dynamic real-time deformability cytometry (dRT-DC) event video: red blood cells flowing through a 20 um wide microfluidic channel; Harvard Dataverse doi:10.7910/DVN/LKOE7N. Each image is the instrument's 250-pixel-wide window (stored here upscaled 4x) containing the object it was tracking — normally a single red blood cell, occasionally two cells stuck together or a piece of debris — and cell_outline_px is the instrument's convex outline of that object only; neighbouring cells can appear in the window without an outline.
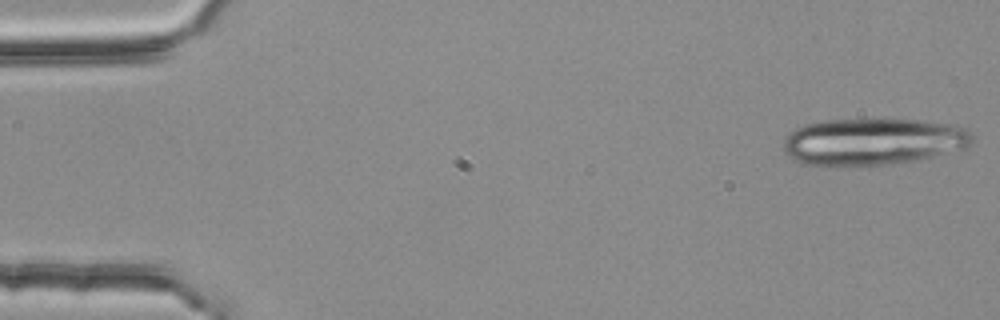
{"species": "common noctule bat (a hibernating species)", "species_latin": "Nyctalus noctula", "temperature_condition": "room temperature", "stored_images_in_passage": 19, "camera_frame_rate_fps": 3000, "um_per_image_px": 0.085, "animal": {"sex": "female", "body_mass_g": 25.1}, "frame": {"image": 1, "passage_image": 1, "time_ms": 0.0, "image_size_px": [1000, 320], "cell_outline_px": [[972, 144], [968, 148], [916, 160], [888, 164], [804, 164], [788, 156], [784, 152], [784, 136], [796, 128], [804, 124], [824, 120], [884, 116], [948, 124], [964, 128], [972, 136]], "centroid_in_image_um": [74.2, 11.97], "position_along_channel_um": 10.8, "area_um2": 52.14}}